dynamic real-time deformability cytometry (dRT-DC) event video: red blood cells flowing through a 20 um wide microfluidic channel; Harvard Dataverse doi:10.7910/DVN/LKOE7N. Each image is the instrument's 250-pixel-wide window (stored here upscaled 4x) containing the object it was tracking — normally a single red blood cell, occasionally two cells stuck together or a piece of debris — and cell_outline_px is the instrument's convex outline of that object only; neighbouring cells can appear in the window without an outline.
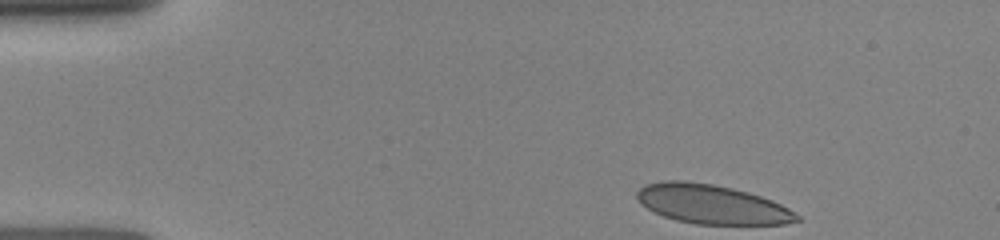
{"species": "human", "species_latin": "Homo sapiens", "temperature_condition": "room temperature", "stored_images_in_passage": 4, "camera_frame_rate_fps": 3000, "um_per_image_px": 0.085, "donor": {"sex": "female"}, "frame": {"image": 1, "passage_image": 1, "time_ms": 0.0, "image_size_px": [1000, 240], "cell_outline_px": [[800, 220], [784, 224], [696, 224], [676, 220], [664, 216], [648, 208], [636, 196], [636, 192], [644, 184], [664, 180], [684, 180], [712, 184], [732, 188], [748, 192], [772, 200], [788, 208], [800, 216]], "centroid_in_image_um": [60.51, 17.35], "position_along_channel_um": 24.5, "area_um2": 36.3}}